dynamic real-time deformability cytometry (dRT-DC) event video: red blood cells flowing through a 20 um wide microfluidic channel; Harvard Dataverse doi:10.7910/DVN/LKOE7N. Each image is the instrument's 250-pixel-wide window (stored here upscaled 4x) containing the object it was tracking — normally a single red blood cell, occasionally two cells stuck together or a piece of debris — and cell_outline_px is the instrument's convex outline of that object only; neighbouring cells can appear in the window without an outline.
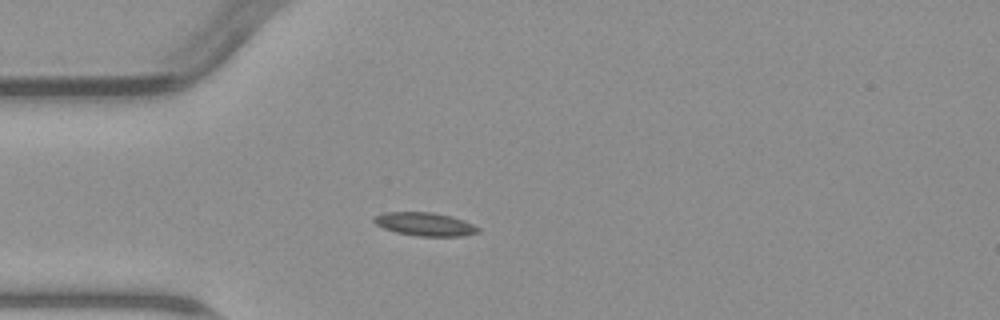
{"species": "common noctule bat (a hibernating species)", "species_latin": "Nyctalus noctula", "temperature_condition": "warm", "stored_images_in_passage": 3, "camera_frame_rate_fps": 3000, "um_per_image_px": 0.085, "animal": {"sex": "male", "body_mass_g": 23.1, "forearm_length_mm": 52.7}, "frame": {"image": 1, "passage_image": 3, "time_ms": 3.333, "image_size_px": [1000, 320], "cell_outline_px": [[480, 232], [464, 236], [416, 236], [396, 232], [384, 228], [376, 224], [372, 220], [372, 216], [384, 212], [432, 212], [452, 216], [464, 220], [480, 228]], "centroid_in_image_um": [36.11, 19.05], "position_along_channel_um": 48.9, "area_um2": 14.33}}